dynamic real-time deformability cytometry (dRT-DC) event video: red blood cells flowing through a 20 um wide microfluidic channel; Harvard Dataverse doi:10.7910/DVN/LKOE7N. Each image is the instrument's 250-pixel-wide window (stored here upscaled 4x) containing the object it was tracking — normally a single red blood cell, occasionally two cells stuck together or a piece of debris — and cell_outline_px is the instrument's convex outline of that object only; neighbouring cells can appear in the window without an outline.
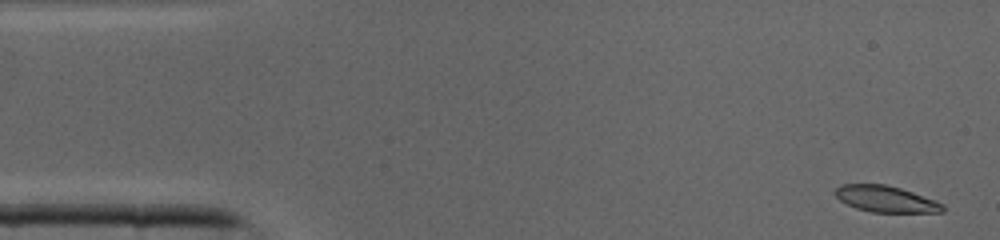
{"species": "common noctule bat (a hibernating species)", "species_latin": "Nyctalus noctula", "temperature_condition": "cold", "stored_images_in_passage": 42, "camera_frame_rate_fps": 3000, "um_per_image_px": 0.085, "animal": {"sex": "male", "body_mass_g": 19.0, "forearm_length_mm": 50.8}, "frame": {"image": 1, "passage_image": 1, "time_ms": 0.0, "image_size_px": [1000, 240], "cell_outline_px": [[944, 212], [872, 212], [856, 208], [840, 200], [832, 192], [836, 188], [844, 184], [884, 184], [900, 188], [936, 200], [944, 204]], "centroid_in_image_um": [75.3, 16.91], "position_along_channel_um": 9.7, "area_um2": 16.42}}
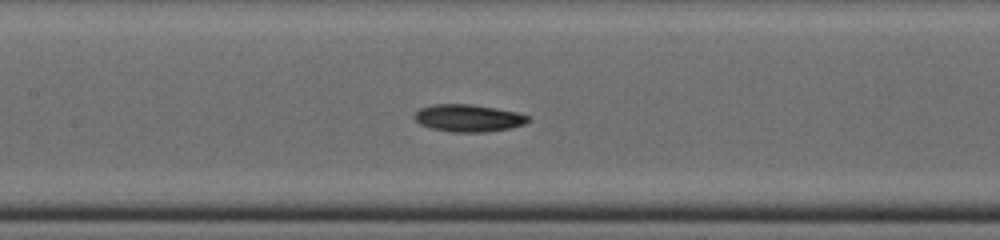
{"frame": {"image": 2, "passage_image": 18, "time_ms": 5.667, "image_size_px": [1000, 240], "cell_outline_px": [[528, 120], [524, 124], [512, 128], [484, 132], [452, 132], [432, 128], [420, 124], [412, 116], [420, 108], [432, 104], [472, 104], [516, 112], [528, 116]], "centroid_in_image_um": [39.78, 10.03], "position_along_channel_um": 167.6, "area_um2": 17.98}}
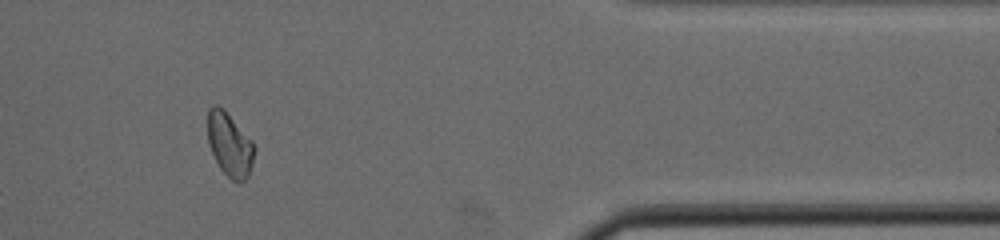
{"frame": {"image": 3, "passage_image": 34, "time_ms": 11.0, "image_size_px": [1000, 240], "cell_outline_px": [[256, 148], [252, 164], [248, 176], [244, 180], [232, 180], [220, 168], [208, 144], [208, 108], [212, 104], [216, 104], [224, 108], [252, 140]], "centroid_in_image_um": [19.52, 12.23], "position_along_channel_um": 391.9, "area_um2": 17.34}}